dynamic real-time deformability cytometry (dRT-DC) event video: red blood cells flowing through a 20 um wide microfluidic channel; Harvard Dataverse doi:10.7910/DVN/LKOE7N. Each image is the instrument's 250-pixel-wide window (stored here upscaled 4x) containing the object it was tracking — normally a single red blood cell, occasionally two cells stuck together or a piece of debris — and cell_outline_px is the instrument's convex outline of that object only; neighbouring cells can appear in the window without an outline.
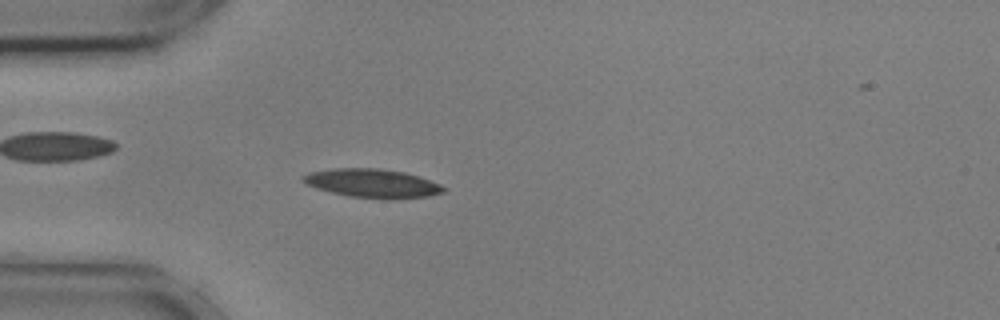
{"species": "common noctule bat (a hibernating species)", "species_latin": "Nyctalus noctula", "temperature_condition": "cold", "stored_images_in_passage": 42, "camera_frame_rate_fps": 3000, "um_per_image_px": 0.085, "animal": {"sex": "male", "body_mass_g": 17.9, "forearm_length_mm": 54.2}, "frame": {"image": 1, "passage_image": 1, "time_ms": 0.0, "image_size_px": [1000, 320], "cell_outline_px": [[444, 192], [428, 196], [384, 200], [348, 196], [316, 188], [300, 180], [300, 176], [308, 172], [332, 168], [380, 168], [404, 172], [420, 176], [440, 184], [444, 188]], "centroid_in_image_um": [31.62, 15.58], "position_along_channel_um": 53.4, "area_um2": 23.76}, "authors_computed_cell_mechanics": {"area_um2": 21.5594, "velocity_mm_per_s": 3.5862, "shape_relaxation_time_tau1_ms": 4.9666, "shape_relaxation_time_tau2_ms": 6.4419, "deformation_change_tau1": 0.135, "deformation_change_tau2": 0.1352}}